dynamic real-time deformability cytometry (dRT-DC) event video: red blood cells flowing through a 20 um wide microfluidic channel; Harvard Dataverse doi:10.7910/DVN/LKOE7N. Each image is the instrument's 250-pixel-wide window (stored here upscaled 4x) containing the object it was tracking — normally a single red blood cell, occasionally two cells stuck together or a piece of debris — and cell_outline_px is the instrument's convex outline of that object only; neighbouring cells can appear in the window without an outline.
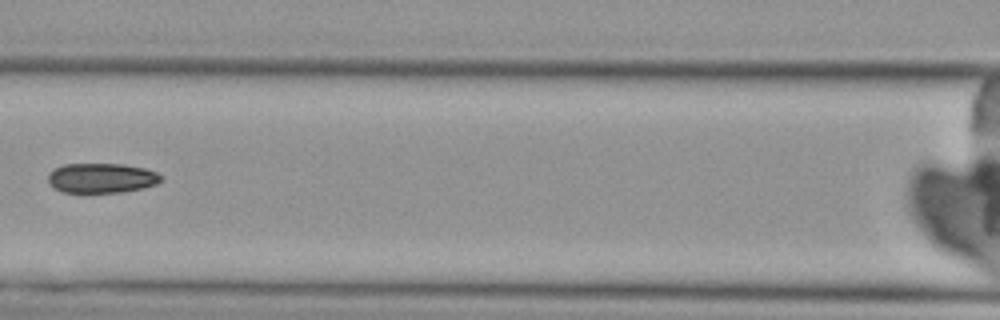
{"species": "Egyptian fruit bat (a non-hibernating species)", "species_latin": "Rousettus aegyptiacus", "temperature_condition": "cold", "stored_images_in_passage": 8, "camera_frame_rate_fps": 3000, "um_per_image_px": 0.085, "animal": {"sex": "female"}, "frame": {"image": 1, "passage_image": 7, "time_ms": 8.0, "image_size_px": [1000, 320], "cell_outline_px": [[164, 180], [156, 184], [144, 188], [120, 192], [84, 196], [60, 192], [52, 188], [48, 184], [48, 172], [52, 168], [64, 164], [124, 164], [144, 168], [156, 172], [164, 176]], "centroid_in_image_um": [8.56, 15.18], "position_along_channel_um": 158.0, "area_um2": 20.87}}
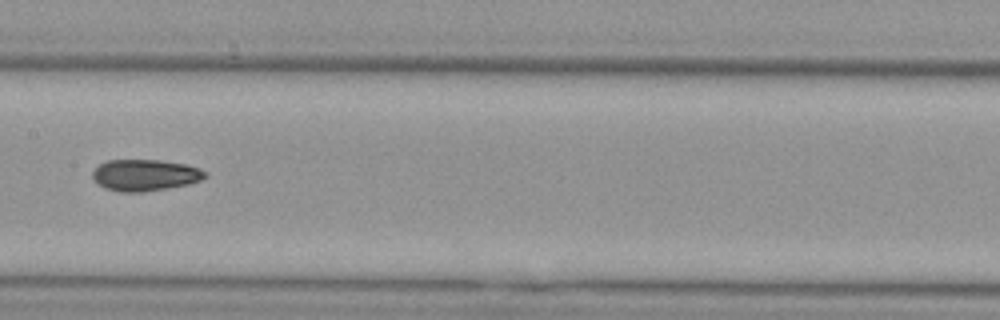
{"frame": {"image": 2, "passage_image": 8, "time_ms": 9.0, "image_size_px": [1000, 320], "cell_outline_px": [[208, 176], [200, 180], [188, 184], [168, 188], [140, 192], [120, 192], [104, 188], [92, 176], [92, 172], [100, 164], [108, 160], [160, 160], [188, 164], [200, 168], [208, 172]], "centroid_in_image_um": [12.38, 14.88], "position_along_channel_um": 195.0, "area_um2": 20.69}}